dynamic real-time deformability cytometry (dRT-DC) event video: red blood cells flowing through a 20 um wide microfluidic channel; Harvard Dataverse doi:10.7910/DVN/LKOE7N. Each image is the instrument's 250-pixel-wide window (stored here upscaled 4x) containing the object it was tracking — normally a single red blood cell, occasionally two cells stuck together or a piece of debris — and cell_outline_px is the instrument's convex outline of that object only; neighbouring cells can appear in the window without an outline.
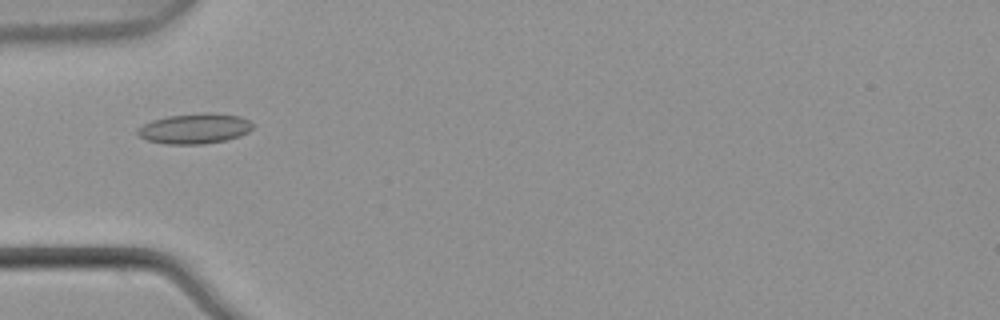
{"species": "common noctule bat (a hibernating species)", "species_latin": "Nyctalus noctula", "temperature_condition": "warm", "stored_images_in_passage": 8, "camera_frame_rate_fps": 3000, "um_per_image_px": 0.085, "animal": {"sex": "male", "body_mass_g": 21.5, "forearm_length_mm": 52.0}, "frame": {"image": 1, "passage_image": 6, "time_ms": 1.667, "image_size_px": [1000, 320], "cell_outline_px": [[256, 124], [248, 132], [240, 136], [224, 140], [204, 144], [168, 144], [144, 140], [136, 136], [136, 128], [152, 120], [168, 116], [200, 112], [212, 112], [240, 116]], "centroid_in_image_um": [16.52, 10.92], "position_along_channel_um": 68.5, "area_um2": 20.69}}
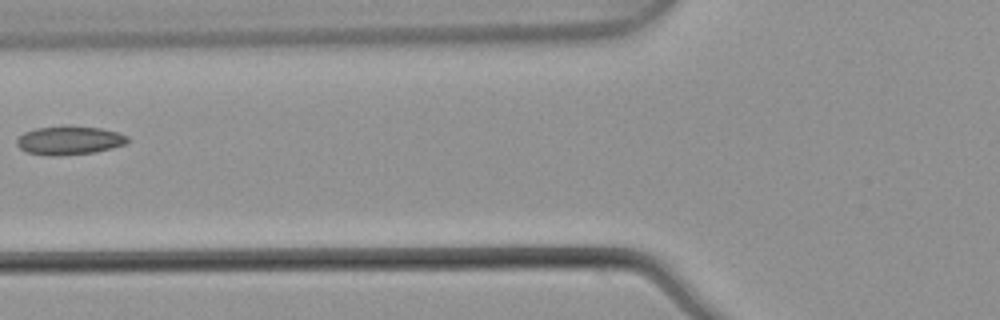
{"frame": {"image": 2, "passage_image": 7, "time_ms": 2.0, "image_size_px": [1000, 320], "cell_outline_px": [[128, 140], [124, 144], [112, 148], [96, 152], [60, 156], [48, 156], [24, 152], [16, 144], [16, 140], [24, 132], [36, 128], [64, 124], [68, 124], [100, 128], [116, 132], [128, 136]], "centroid_in_image_um": [5.85, 11.92], "position_along_channel_um": 120.0, "area_um2": 18.96}}
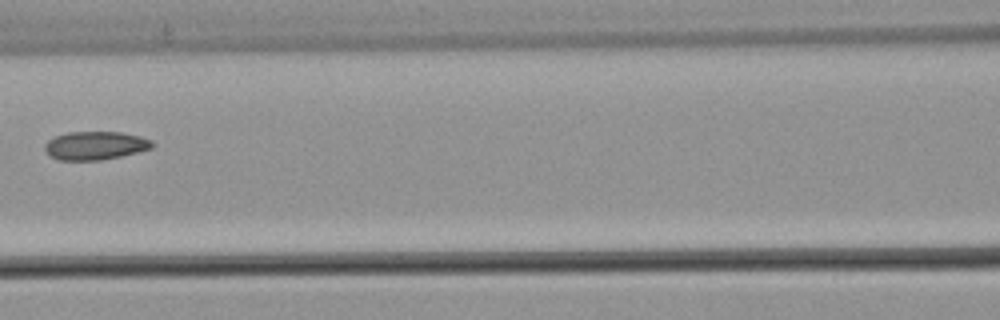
{"frame": {"image": 3, "passage_image": 8, "time_ms": 2.333, "image_size_px": [1000, 320], "cell_outline_px": [[156, 144], [152, 148], [120, 156], [100, 160], [56, 160], [44, 148], [44, 144], [48, 140], [56, 136], [68, 132], [120, 132], [140, 136], [152, 140]], "centroid_in_image_um": [8.11, 12.37], "position_along_channel_um": 158.5, "area_um2": 17.69}}